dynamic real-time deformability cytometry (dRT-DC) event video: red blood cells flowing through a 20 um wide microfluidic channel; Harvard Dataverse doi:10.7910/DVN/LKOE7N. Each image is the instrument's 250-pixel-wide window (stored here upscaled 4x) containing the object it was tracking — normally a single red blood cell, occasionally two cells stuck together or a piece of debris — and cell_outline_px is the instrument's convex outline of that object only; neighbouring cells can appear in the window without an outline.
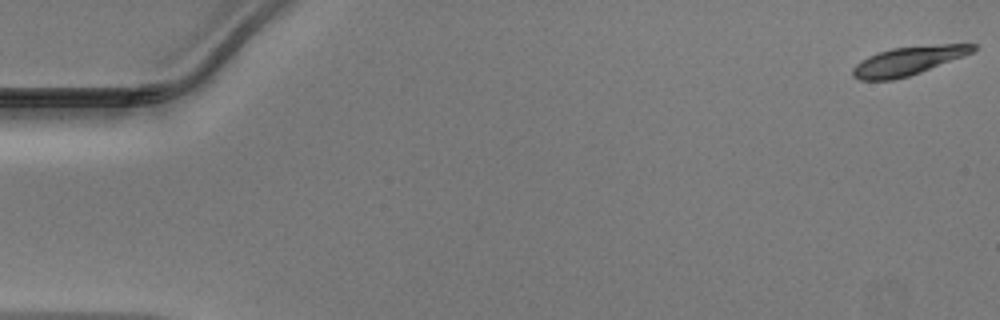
{"species": "Egyptian fruit bat (a non-hibernating species)", "species_latin": "Rousettus aegyptiacus", "temperature_condition": "warm", "stored_images_in_passage": 11, "camera_frame_rate_fps": 3000, "um_per_image_px": 0.085, "animal": {"sex": "male"}, "frame": {"image": 1, "passage_image": 1, "time_ms": 0.0, "image_size_px": [1000, 320], "cell_outline_px": [[976, 48], [972, 52], [964, 56], [920, 72], [908, 76], [892, 80], [860, 80], [852, 76], [852, 68], [856, 64], [868, 56], [876, 52], [892, 48], [940, 44], [976, 44]], "centroid_in_image_um": [77.16, 5.17], "position_along_channel_um": 7.8, "area_um2": 19.94}}